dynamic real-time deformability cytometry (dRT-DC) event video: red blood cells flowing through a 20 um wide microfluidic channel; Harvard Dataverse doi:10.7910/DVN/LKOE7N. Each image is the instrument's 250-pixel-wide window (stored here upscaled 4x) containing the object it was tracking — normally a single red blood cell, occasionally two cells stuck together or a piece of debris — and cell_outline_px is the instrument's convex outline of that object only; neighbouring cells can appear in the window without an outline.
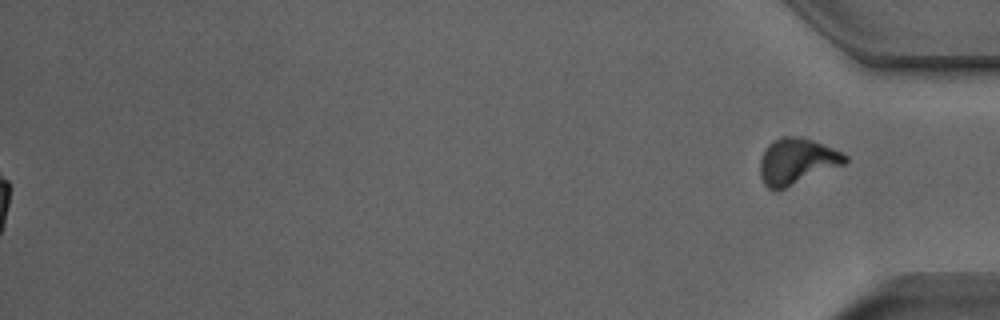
{"species": "Egyptian fruit bat (a non-hibernating species)", "species_latin": "Rousettus aegyptiacus", "temperature_condition": "room temperature", "stored_images_in_passage": 52, "segment_of_instrument_passage": [2, 2], "camera_frame_rate_fps": 3000, "um_per_image_px": 0.085, "animal": {"sex": "male"}, "frame": {"image": 1, "passage_image": 52, "time_ms": 17.0, "image_size_px": [1000, 320], "cell_outline_px": [[848, 160], [844, 164], [776, 192], [768, 188], [764, 184], [760, 176], [760, 160], [768, 144], [772, 140], [780, 136], [800, 136], [812, 140], [832, 148], [848, 156]], "centroid_in_image_um": [67.69, 13.71], "position_along_channel_um": 367.5, "area_um2": 22.83}}